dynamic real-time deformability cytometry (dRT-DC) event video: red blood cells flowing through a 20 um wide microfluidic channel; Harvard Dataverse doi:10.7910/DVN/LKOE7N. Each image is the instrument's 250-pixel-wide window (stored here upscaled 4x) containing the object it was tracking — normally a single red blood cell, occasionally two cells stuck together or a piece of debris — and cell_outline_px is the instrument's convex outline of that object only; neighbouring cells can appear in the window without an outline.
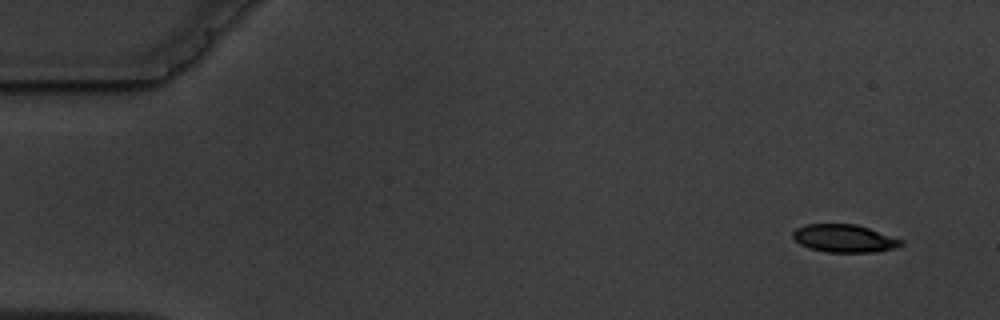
{"species": "common noctule bat (a hibernating species)", "species_latin": "Nyctalus noctula", "temperature_condition": "warm", "stored_images_in_passage": 6, "camera_frame_rate_fps": 3000, "um_per_image_px": 0.085, "animal": {"sex": "male", "body_mass_g": 19.5, "forearm_length_mm": 54.6}, "frame": {"image": 1, "passage_image": 1, "time_ms": 0.0, "image_size_px": [1000, 320], "cell_outline_px": [[904, 244], [896, 248], [876, 252], [828, 252], [808, 248], [800, 244], [792, 236], [792, 232], [796, 228], [804, 224], [856, 224], [904, 240]], "centroid_in_image_um": [71.77, 20.26], "position_along_channel_um": 13.2, "area_um2": 17.63}}
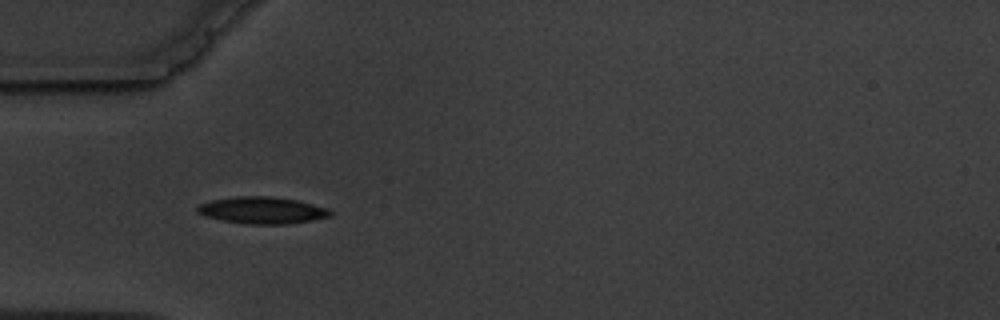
{"frame": {"image": 2, "passage_image": 5, "time_ms": 4.667, "image_size_px": [1000, 320], "cell_outline_px": [[332, 216], [312, 220], [288, 224], [248, 224], [224, 220], [204, 216], [196, 212], [196, 208], [200, 204], [212, 200], [232, 196], [272, 196], [300, 200], [328, 208], [332, 212]], "centroid_in_image_um": [22.31, 17.86], "position_along_channel_um": 62.7, "area_um2": 20.98}}
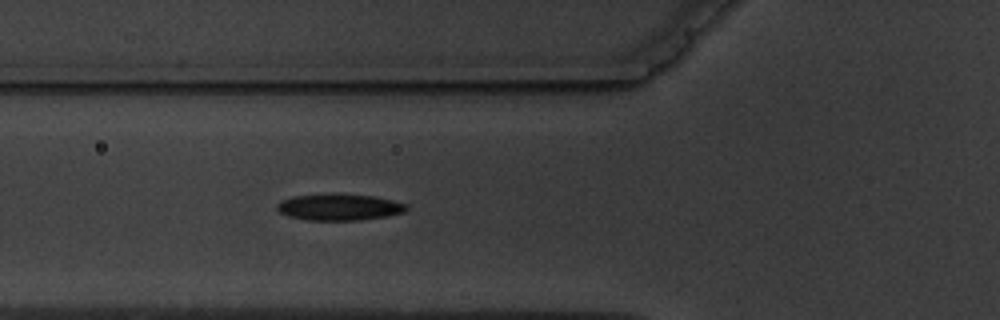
{"frame": {"image": 3, "passage_image": 6, "time_ms": 5.667, "image_size_px": [1000, 320], "cell_outline_px": [[408, 208], [400, 212], [384, 216], [360, 220], [308, 220], [288, 216], [280, 212], [276, 208], [276, 204], [280, 200], [292, 196], [328, 192], [336, 192], [372, 196], [392, 200], [408, 204]], "centroid_in_image_um": [28.75, 17.57], "position_along_channel_um": 97.0, "area_um2": 20.29}}